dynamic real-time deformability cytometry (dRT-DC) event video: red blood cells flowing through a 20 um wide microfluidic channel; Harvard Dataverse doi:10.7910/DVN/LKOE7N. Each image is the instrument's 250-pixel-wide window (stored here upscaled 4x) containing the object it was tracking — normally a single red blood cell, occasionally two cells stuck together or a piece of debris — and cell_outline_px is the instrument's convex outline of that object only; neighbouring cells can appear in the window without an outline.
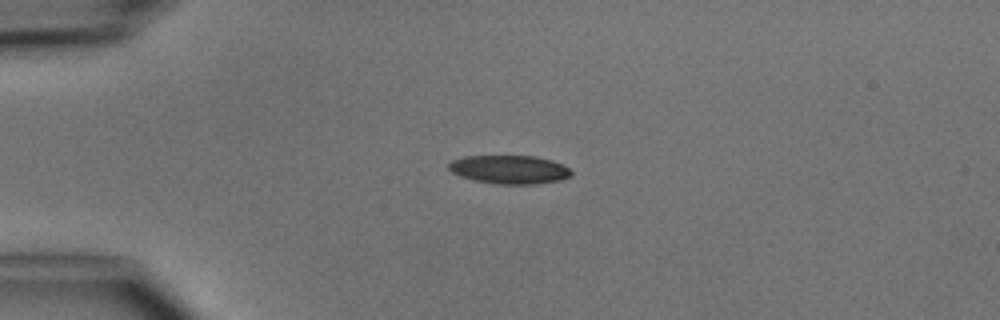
{"species": "common noctule bat (a hibernating species)", "species_latin": "Nyctalus noctula", "temperature_condition": "cold", "stored_images_in_passage": 3, "camera_frame_rate_fps": 3000, "um_per_image_px": 0.085, "animal": {"sex": "male", "body_mass_g": 15.6}, "frame": {"image": 1, "passage_image": 1, "time_ms": 0.0, "image_size_px": [1000, 320], "cell_outline_px": [[572, 172], [568, 176], [560, 180], [536, 184], [496, 184], [476, 180], [460, 176], [452, 172], [448, 168], [448, 164], [452, 160], [464, 156], [536, 156], [552, 160], [568, 168]], "centroid_in_image_um": [43.27, 14.4], "position_along_channel_um": 41.7, "area_um2": 20.23}}